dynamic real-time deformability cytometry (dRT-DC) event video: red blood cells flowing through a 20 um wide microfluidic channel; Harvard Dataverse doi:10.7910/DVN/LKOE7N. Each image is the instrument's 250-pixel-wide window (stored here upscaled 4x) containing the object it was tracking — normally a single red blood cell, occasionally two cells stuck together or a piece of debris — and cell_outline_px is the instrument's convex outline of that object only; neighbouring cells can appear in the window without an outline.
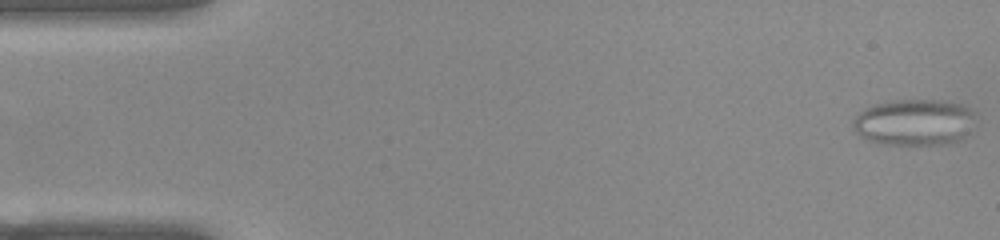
{"species": "common noctule bat (a hibernating species)", "species_latin": "Nyctalus noctula", "temperature_condition": "warm", "stored_images_in_passage": 49, "camera_frame_rate_fps": 3000, "um_per_image_px": 0.085, "animal": {"sex": "female", "body_mass_g": 22.0, "forearm_length_mm": 56.7}, "frame": {"image": 1, "passage_image": 1, "time_ms": 0.0, "image_size_px": [1000, 240], "cell_outline_px": [[976, 112], [960, 140], [944, 144], [876, 144], [860, 136], [856, 132], [852, 124], [852, 120], [864, 108], [876, 104], [892, 100], [940, 100], [964, 104]], "centroid_in_image_um": [77.65, 10.38], "position_along_channel_um": 7.3, "area_um2": 32.89}}
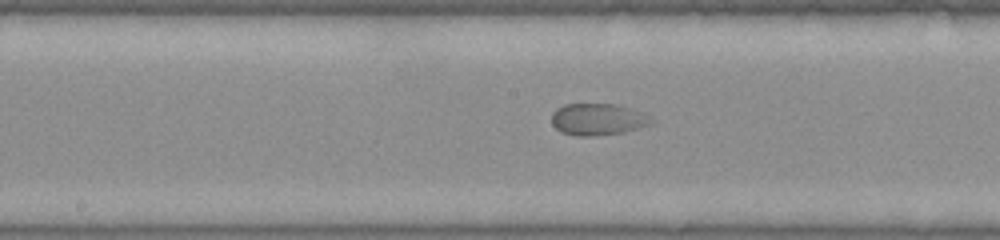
{"frame": {"image": 2, "passage_image": 26, "time_ms": 8.333, "image_size_px": [1000, 240], "cell_outline_px": [[656, 120], [652, 124], [624, 132], [588, 136], [576, 136], [560, 132], [552, 124], [552, 112], [556, 108], [564, 104], [616, 104], [644, 112]], "centroid_in_image_um": [50.83, 10.14], "position_along_channel_um": 197.4, "area_um2": 18.67}}
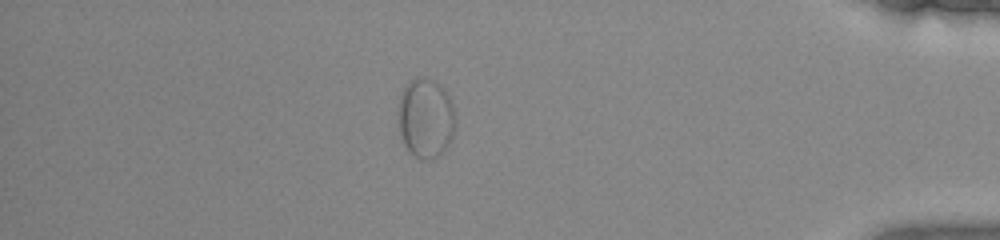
{"frame": {"image": 3, "passage_image": 45, "time_ms": 14.667, "image_size_px": [1000, 240], "cell_outline_px": [[456, 120], [452, 136], [448, 144], [432, 160], [420, 160], [404, 144], [400, 136], [396, 116], [400, 96], [404, 88], [416, 76], [424, 76], [440, 84], [444, 88], [452, 104]], "centroid_in_image_um": [36.15, 10.02], "position_along_channel_um": 399.0, "area_um2": 26.7}}